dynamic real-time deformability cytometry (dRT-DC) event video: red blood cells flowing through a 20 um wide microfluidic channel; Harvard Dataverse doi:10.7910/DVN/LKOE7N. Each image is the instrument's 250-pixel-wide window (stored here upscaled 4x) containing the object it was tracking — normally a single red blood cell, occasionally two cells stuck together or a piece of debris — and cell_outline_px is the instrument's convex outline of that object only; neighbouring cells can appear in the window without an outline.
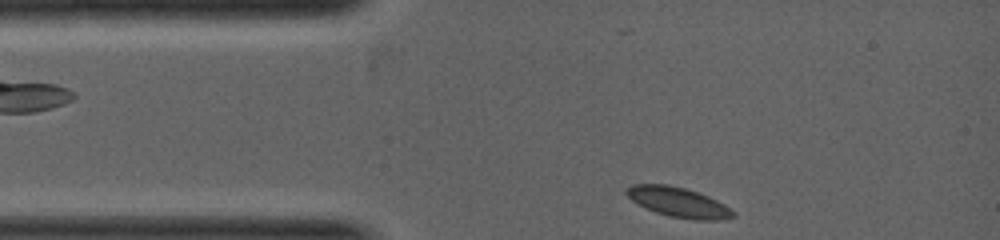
{"species": "common noctule bat (a hibernating species)", "species_latin": "Nyctalus noctula", "temperature_condition": "warm", "stored_images_in_passage": 26, "camera_frame_rate_fps": 5000, "um_per_image_px": 0.085, "animal": {"sex": "female", "body_mass_g": 19.0, "forearm_length_mm": 53.3}, "frame": {"image": 1, "passage_image": 1, "time_ms": 0.0, "image_size_px": [1000, 240], "cell_outline_px": [[736, 216], [724, 220], [692, 220], [668, 216], [644, 208], [636, 204], [624, 192], [632, 184], [668, 184], [684, 188], [708, 196], [724, 204], [736, 212]], "centroid_in_image_um": [57.68, 17.2], "position_along_channel_um": 27.3, "area_um2": 18.73}}
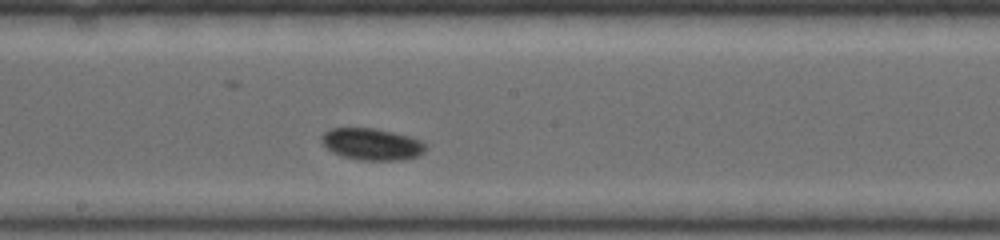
{"frame": {"image": 2, "passage_image": 15, "time_ms": 2.8, "image_size_px": [1000, 240], "cell_outline_px": [[424, 152], [420, 156], [396, 160], [360, 160], [340, 156], [332, 152], [320, 140], [320, 136], [324, 132], [332, 128], [372, 128], [392, 132], [408, 136], [420, 140], [424, 144]], "centroid_in_image_um": [31.56, 12.26], "position_along_channel_um": 216.6, "area_um2": 19.13}}
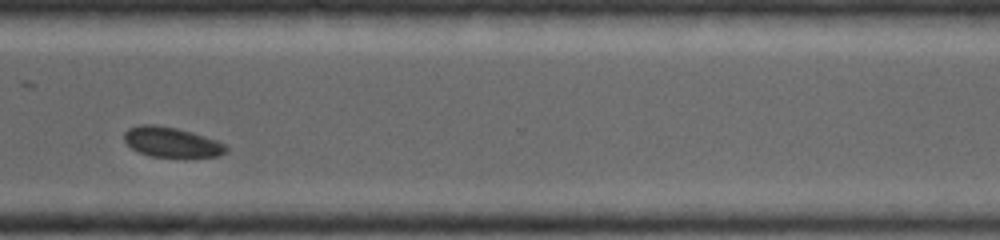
{"frame": {"image": 3, "passage_image": 25, "time_ms": 4.6, "image_size_px": [1000, 240], "cell_outline_px": [[228, 152], [220, 156], [184, 160], [152, 156], [140, 152], [132, 148], [124, 140], [124, 132], [128, 128], [140, 124], [152, 124], [176, 128], [192, 132], [216, 140], [224, 144], [228, 148]], "centroid_in_image_um": [14.64, 12.13], "position_along_channel_um": 356.0, "area_um2": 18.55}}